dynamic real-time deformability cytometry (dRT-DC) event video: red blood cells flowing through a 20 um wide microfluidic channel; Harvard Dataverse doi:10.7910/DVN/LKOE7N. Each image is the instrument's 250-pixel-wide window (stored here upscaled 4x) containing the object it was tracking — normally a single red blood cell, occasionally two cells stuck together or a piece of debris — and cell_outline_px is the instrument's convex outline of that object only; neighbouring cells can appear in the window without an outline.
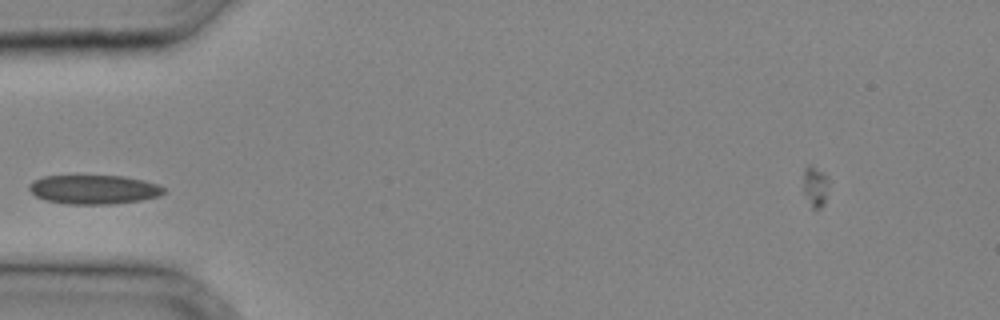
{"species": "common noctule bat (a hibernating species)", "species_latin": "Nyctalus noctula", "temperature_condition": "cold", "stored_images_in_passage": 23, "camera_frame_rate_fps": 3000, "um_per_image_px": 0.085, "animal": {"sex": "male", "body_mass_g": 20.4}, "frame": {"image": 1, "passage_image": 1, "time_ms": 0.0, "image_size_px": [1000, 320], "cell_outline_px": [[164, 192], [160, 196], [140, 200], [112, 204], [68, 204], [44, 200], [36, 196], [28, 188], [28, 184], [44, 176], [124, 176], [144, 180], [156, 184], [164, 188]], "centroid_in_image_um": [7.97, 16.11], "position_along_channel_um": 77.0, "area_um2": 22.72}}
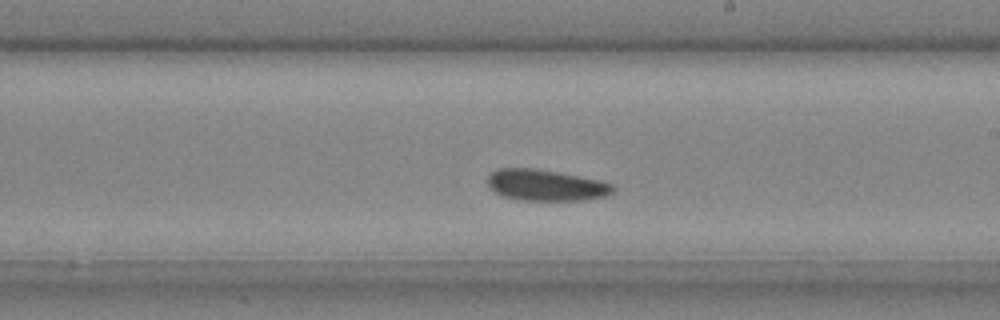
{"frame": {"image": 2, "passage_image": 10, "time_ms": 3.0, "image_size_px": [1000, 320], "cell_outline_px": [[616, 188], [612, 192], [604, 196], [580, 200], [520, 200], [504, 196], [496, 192], [488, 184], [488, 176], [496, 168], [536, 168], [560, 172], [600, 180], [612, 184]], "centroid_in_image_um": [46.4, 15.72], "position_along_channel_um": 242.6, "area_um2": 22.72}}
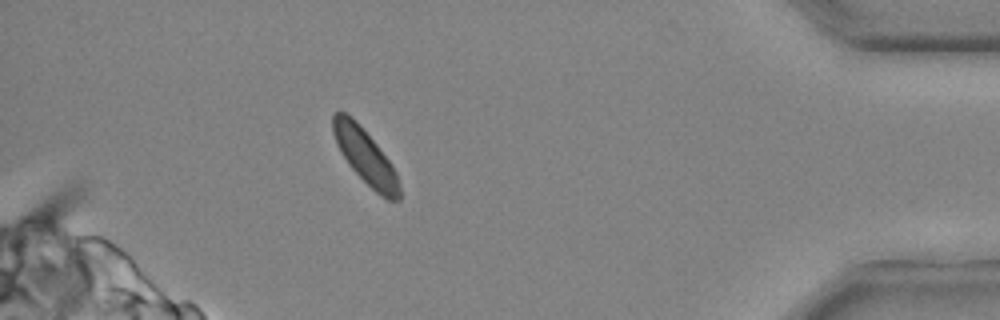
{"frame": {"image": 3, "passage_image": 21, "time_ms": 6.667, "image_size_px": [1000, 320], "cell_outline_px": [[400, 200], [388, 200], [380, 196], [348, 164], [340, 152], [336, 144], [332, 132], [332, 116], [336, 112], [344, 112], [352, 116], [376, 144], [392, 164], [396, 172], [400, 184]], "centroid_in_image_um": [31.04, 13.3], "position_along_channel_um": 404.2, "area_um2": 21.1}}